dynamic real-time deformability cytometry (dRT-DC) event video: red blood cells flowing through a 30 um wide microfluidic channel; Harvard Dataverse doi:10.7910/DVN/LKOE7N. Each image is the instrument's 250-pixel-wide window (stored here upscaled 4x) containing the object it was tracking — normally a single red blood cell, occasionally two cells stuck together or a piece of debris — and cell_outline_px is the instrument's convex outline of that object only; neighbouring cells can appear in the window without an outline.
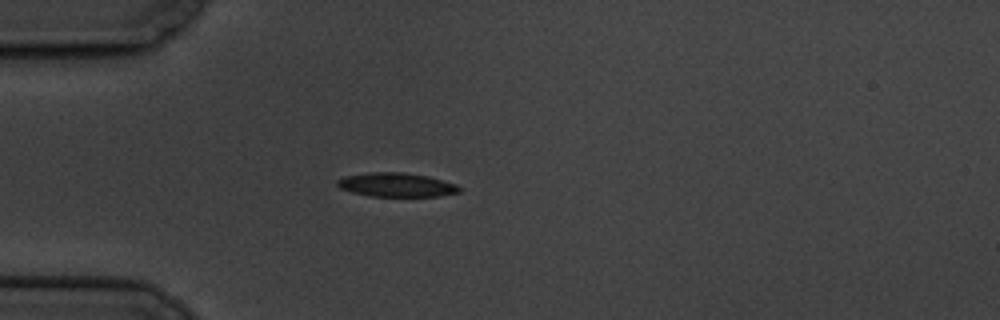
{"species": "common noctule bat (a hibernating species)", "species_latin": "Nyctalus noctula", "temperature_condition": "cold", "stored_images_in_passage": 4, "camera_frame_rate_fps": 3000, "um_per_image_px": 0.085, "animal": {"sex": "male", "body_mass_g": 19.5, "forearm_length_mm": 54.6}, "frame": {"image": 1, "passage_image": 4, "time_ms": 3.667, "image_size_px": [1000, 320], "cell_outline_px": [[460, 192], [440, 196], [368, 196], [352, 192], [340, 188], [336, 184], [336, 180], [344, 176], [368, 172], [400, 172], [428, 176], [456, 184], [460, 188]], "centroid_in_image_um": [33.66, 15.71], "position_along_channel_um": 51.3, "area_um2": 17.05}}